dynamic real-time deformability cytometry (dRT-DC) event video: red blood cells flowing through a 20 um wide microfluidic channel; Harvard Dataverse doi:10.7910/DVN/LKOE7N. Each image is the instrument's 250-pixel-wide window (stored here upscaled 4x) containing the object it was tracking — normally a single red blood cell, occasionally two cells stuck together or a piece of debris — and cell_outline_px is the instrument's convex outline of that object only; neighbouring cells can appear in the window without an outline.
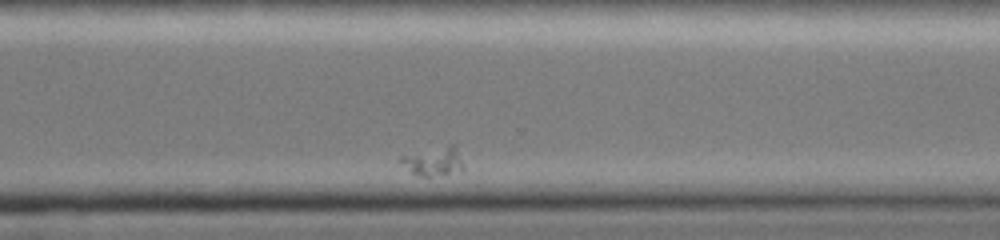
{"species": "common noctule bat (a hibernating species)", "species_latin": "Nyctalus noctula", "temperature_condition": "cold", "stored_images_in_passage": 25, "camera_frame_rate_fps": 3000, "um_per_image_px": 0.085, "animal": {"sex": "female", "body_mass_g": 19.0, "forearm_length_mm": 51.5}, "frame": {"image": 1, "passage_image": 21, "time_ms": 9.0, "image_size_px": [1000, 240], "cell_outline_px": [[464, 168], [448, 172], [428, 176], [424, 176], [412, 172], [400, 160], [400, 156], [448, 144], [456, 144]], "centroid_in_image_um": [36.88, 13.65], "position_along_channel_um": 333.7, "area_um2": 10.0}}